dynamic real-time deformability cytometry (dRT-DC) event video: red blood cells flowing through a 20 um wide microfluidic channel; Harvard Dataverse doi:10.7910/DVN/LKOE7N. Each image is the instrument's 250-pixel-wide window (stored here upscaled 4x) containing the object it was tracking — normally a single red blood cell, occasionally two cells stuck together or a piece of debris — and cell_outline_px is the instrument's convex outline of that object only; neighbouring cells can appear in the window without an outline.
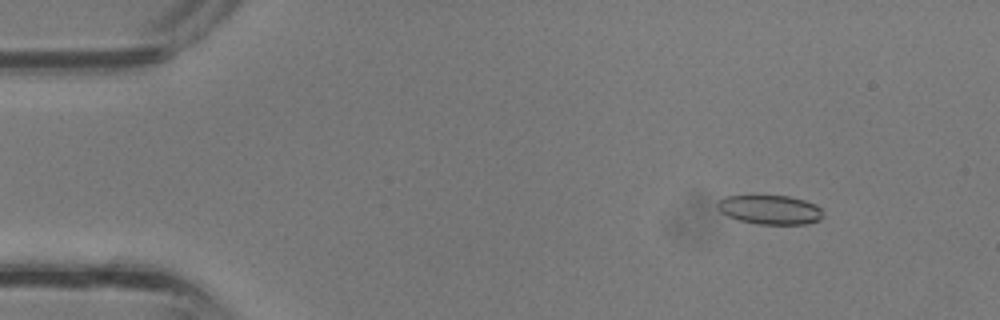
{"species": "common noctule bat (a hibernating species)", "species_latin": "Nyctalus noctula", "temperature_condition": "room temperature", "stored_images_in_passage": 37, "camera_frame_rate_fps": 3000, "um_per_image_px": 0.085, "animal": {"sex": "male", "body_mass_g": 13.3}, "frame": {"image": 1, "passage_image": 5, "time_ms": 1.333, "image_size_px": [1000, 320], "cell_outline_px": [[824, 216], [820, 220], [808, 224], [756, 224], [740, 220], [728, 216], [720, 212], [716, 208], [716, 204], [720, 200], [728, 196], [788, 196], [804, 200], [816, 204], [820, 208]], "centroid_in_image_um": [65.47, 17.83], "position_along_channel_um": 19.5, "area_um2": 17.98}}
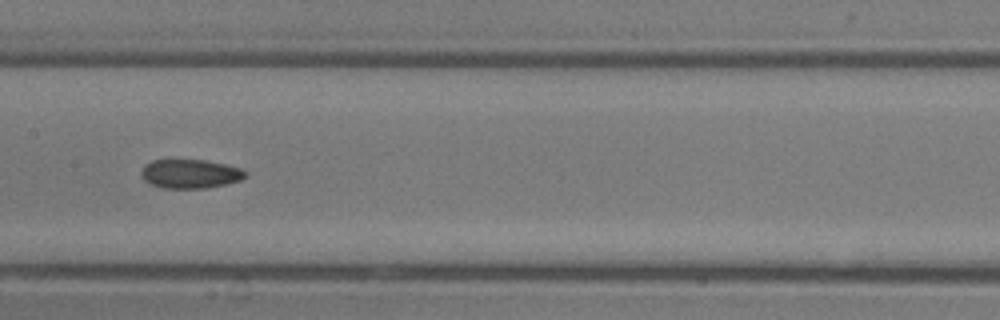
{"frame": {"image": 2, "passage_image": 19, "time_ms": 6.0, "image_size_px": [1000, 320], "cell_outline_px": [[248, 172], [240, 180], [224, 184], [204, 188], [160, 188], [144, 180], [140, 176], [140, 172], [144, 164], [152, 160], [204, 160], [224, 164], [240, 168]], "centroid_in_image_um": [16.11, 14.77], "position_along_channel_um": 191.3, "area_um2": 17.51}}
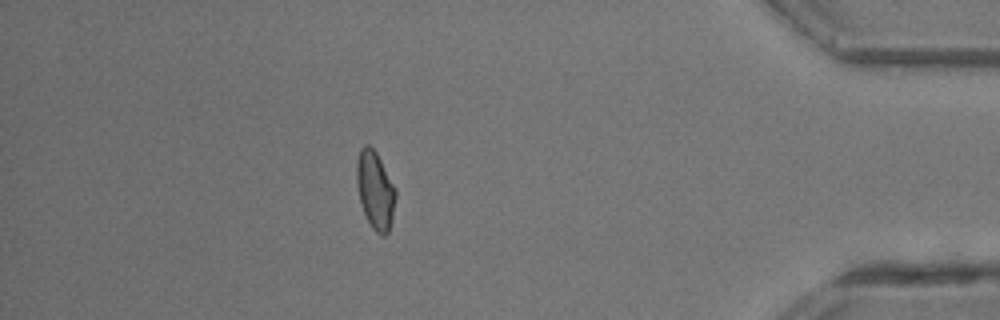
{"frame": {"image": 3, "passage_image": 33, "time_ms": 10.667, "image_size_px": [1000, 320], "cell_outline_px": [[396, 196], [392, 220], [388, 232], [384, 236], [380, 236], [372, 228], [360, 204], [356, 184], [356, 160], [360, 148], [364, 144], [368, 144], [376, 152], [396, 188]], "centroid_in_image_um": [31.88, 16.15], "position_along_channel_um": 403.3, "area_um2": 17.92}}